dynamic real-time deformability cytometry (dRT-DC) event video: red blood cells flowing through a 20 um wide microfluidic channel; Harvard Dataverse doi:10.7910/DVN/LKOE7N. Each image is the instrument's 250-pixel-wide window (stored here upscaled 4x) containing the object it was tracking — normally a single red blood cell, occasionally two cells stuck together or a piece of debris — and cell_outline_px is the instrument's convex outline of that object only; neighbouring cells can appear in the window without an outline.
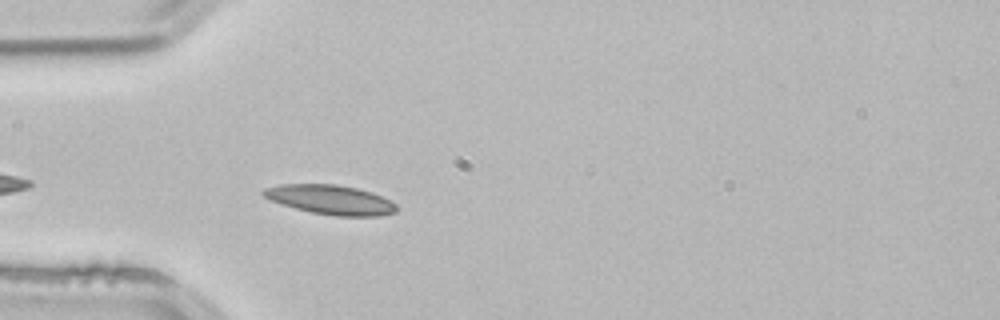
{"species": "common noctule bat (a hibernating species)", "species_latin": "Nyctalus noctula", "temperature_condition": "room temperature", "stored_images_in_passage": 3, "camera_frame_rate_fps": 3000, "um_per_image_px": 0.085, "animal": {"sex": "male", "body_mass_g": 21.5, "forearm_length_mm": 52.0}, "frame": {"image": 1, "passage_image": 3, "time_ms": 0.667, "image_size_px": [1000, 320], "cell_outline_px": [[396, 212], [380, 216], [336, 216], [312, 212], [296, 208], [272, 200], [264, 196], [260, 192], [264, 188], [280, 184], [336, 184], [356, 188], [372, 192], [396, 204]], "centroid_in_image_um": [28.1, 16.97], "position_along_channel_um": 56.9, "area_um2": 22.6}}